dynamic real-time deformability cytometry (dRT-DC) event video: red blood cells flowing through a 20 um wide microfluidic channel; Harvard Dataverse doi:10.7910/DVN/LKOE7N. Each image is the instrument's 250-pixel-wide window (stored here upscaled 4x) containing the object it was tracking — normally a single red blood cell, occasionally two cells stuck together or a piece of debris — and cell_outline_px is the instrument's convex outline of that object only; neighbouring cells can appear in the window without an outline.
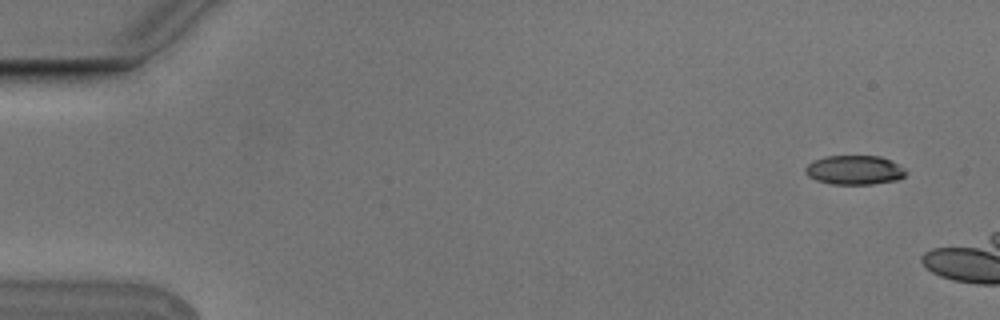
{"species": "Egyptian fruit bat (a non-hibernating species)", "species_latin": "Rousettus aegyptiacus", "temperature_condition": "cold", "stored_images_in_passage": 3, "camera_frame_rate_fps": 3000, "um_per_image_px": 0.085, "animal": {"sex": "male"}, "frame": {"image": 1, "passage_image": 1, "time_ms": 0.0, "image_size_px": [1000, 320], "cell_outline_px": [[908, 172], [904, 176], [896, 180], [872, 184], [832, 184], [816, 180], [808, 176], [804, 172], [804, 168], [812, 160], [824, 156], [880, 156], [892, 160], [904, 168]], "centroid_in_image_um": [72.62, 14.44], "position_along_channel_um": 12.4, "area_um2": 17.28}}